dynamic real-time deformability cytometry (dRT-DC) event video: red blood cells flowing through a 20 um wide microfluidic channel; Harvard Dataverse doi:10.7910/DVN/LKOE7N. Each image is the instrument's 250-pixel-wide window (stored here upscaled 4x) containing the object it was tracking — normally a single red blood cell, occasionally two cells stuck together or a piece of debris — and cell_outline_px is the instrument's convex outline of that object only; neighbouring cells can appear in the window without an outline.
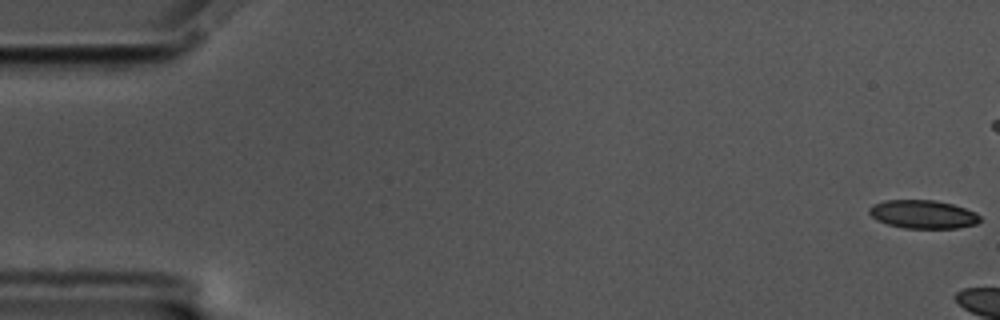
{"species": "common noctule bat (a hibernating species)", "species_latin": "Nyctalus noctula", "temperature_condition": "cold", "stored_images_in_passage": 5, "camera_frame_rate_fps": 3000, "um_per_image_px": 0.085, "animal": {"sex": "male", "body_mass_g": 17.5, "forearm_length_mm": 52.3}, "frame": {"image": 1, "passage_image": 1, "time_ms": 0.0, "image_size_px": [1000, 320], "cell_outline_px": [[980, 220], [976, 224], [956, 228], [904, 228], [888, 224], [876, 220], [868, 212], [868, 208], [872, 204], [884, 200], [936, 200], [952, 204], [976, 212], [980, 216]], "centroid_in_image_um": [78.43, 18.21], "position_along_channel_um": 6.6, "area_um2": 18.38}}